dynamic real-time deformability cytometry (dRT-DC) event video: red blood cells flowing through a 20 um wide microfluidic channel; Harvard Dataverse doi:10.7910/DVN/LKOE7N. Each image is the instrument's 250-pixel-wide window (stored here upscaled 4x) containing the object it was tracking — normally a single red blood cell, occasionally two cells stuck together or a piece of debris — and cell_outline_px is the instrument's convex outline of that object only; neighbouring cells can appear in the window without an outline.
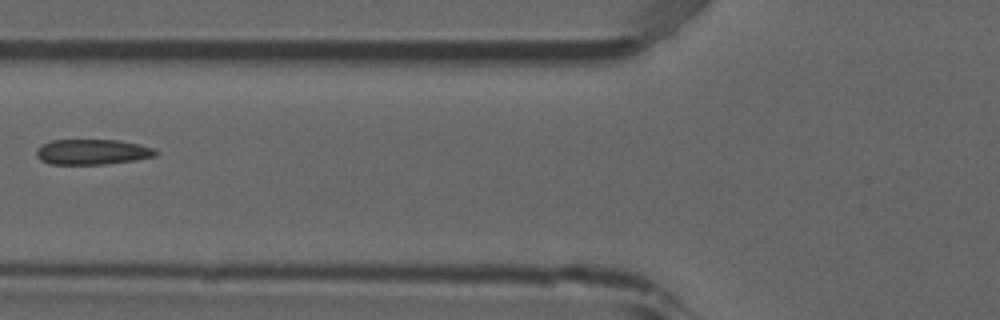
{"species": "common noctule bat (a hibernating species)", "species_latin": "Nyctalus noctula", "temperature_condition": "room temperature", "stored_images_in_passage": 6, "camera_frame_rate_fps": 3000, "um_per_image_px": 0.085, "animal": {"sex": "male", "forearm_length_mm": 52.5}, "frame": {"image": 1, "passage_image": 6, "time_ms": 1.667, "image_size_px": [1000, 320], "cell_outline_px": [[160, 152], [156, 156], [132, 160], [104, 164], [52, 164], [40, 160], [36, 156], [36, 148], [52, 140], [120, 140], [140, 144], [152, 148]], "centroid_in_image_um": [7.85, 12.91], "position_along_channel_um": 118.0, "area_um2": 17.57}}